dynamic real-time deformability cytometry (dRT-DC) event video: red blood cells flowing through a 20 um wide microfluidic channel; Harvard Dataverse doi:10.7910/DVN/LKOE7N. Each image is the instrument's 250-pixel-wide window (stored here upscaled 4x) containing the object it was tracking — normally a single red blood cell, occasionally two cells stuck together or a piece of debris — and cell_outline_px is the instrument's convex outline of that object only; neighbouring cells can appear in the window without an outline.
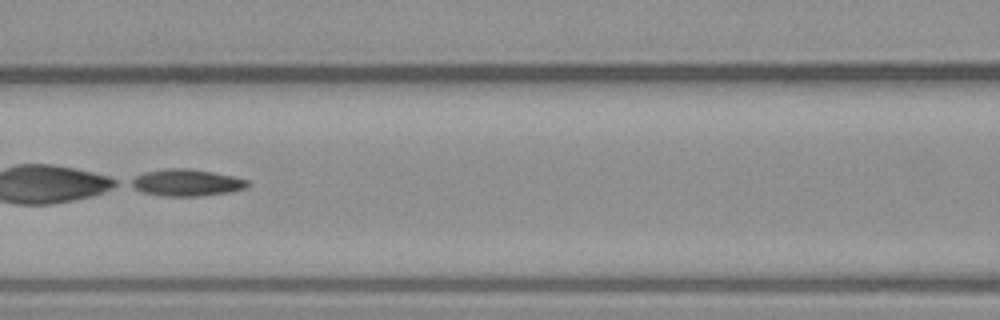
{"species": "common noctule bat (a hibernating species)", "species_latin": "Nyctalus noctula", "temperature_condition": "warm", "stored_images_in_passage": 6, "camera_frame_rate_fps": 3000, "um_per_image_px": 0.085, "animal": {"sex": "male", "body_mass_g": 23.1, "forearm_length_mm": 52.7}, "frame": {"image": 1, "passage_image": 6, "time_ms": 7.0, "image_size_px": [1000, 320], "cell_outline_px": [[252, 184], [244, 188], [228, 192], [196, 196], [164, 196], [144, 192], [128, 184], [128, 180], [144, 172], [164, 168], [188, 168], [212, 172], [232, 176], [248, 180]], "centroid_in_image_um": [15.82, 15.51], "position_along_channel_um": 150.8, "area_um2": 18.15}}